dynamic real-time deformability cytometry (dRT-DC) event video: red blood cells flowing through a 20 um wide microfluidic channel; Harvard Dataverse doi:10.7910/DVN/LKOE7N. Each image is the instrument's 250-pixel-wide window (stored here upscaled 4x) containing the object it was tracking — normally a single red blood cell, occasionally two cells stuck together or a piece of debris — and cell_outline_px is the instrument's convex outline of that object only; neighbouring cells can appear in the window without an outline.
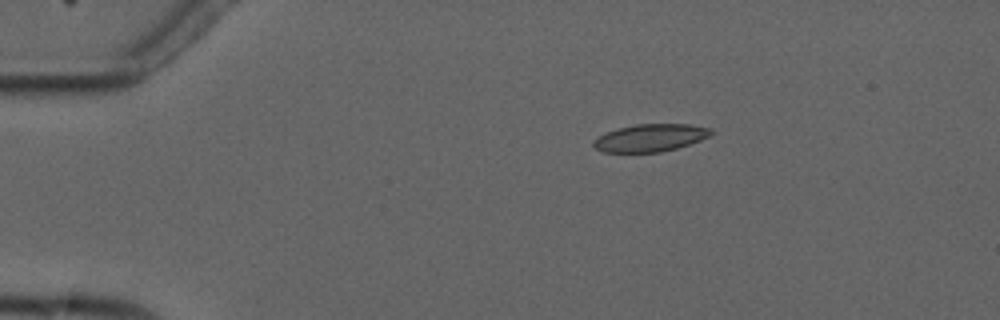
{"species": "common noctule bat (a hibernating species)", "species_latin": "Nyctalus noctula", "temperature_condition": "cold", "stored_images_in_passage": 5, "camera_frame_rate_fps": 3000, "um_per_image_px": 0.085, "animal": {"sex": "male", "forearm_length_mm": 52.5}, "frame": {"image": 1, "passage_image": 3, "time_ms": 3.333, "image_size_px": [1000, 320], "cell_outline_px": [[712, 132], [708, 136], [700, 140], [676, 148], [660, 152], [604, 152], [596, 148], [592, 144], [600, 136], [616, 128], [636, 124], [692, 124], [712, 128]], "centroid_in_image_um": [55.3, 11.7], "position_along_channel_um": 29.7, "area_um2": 18.61}}